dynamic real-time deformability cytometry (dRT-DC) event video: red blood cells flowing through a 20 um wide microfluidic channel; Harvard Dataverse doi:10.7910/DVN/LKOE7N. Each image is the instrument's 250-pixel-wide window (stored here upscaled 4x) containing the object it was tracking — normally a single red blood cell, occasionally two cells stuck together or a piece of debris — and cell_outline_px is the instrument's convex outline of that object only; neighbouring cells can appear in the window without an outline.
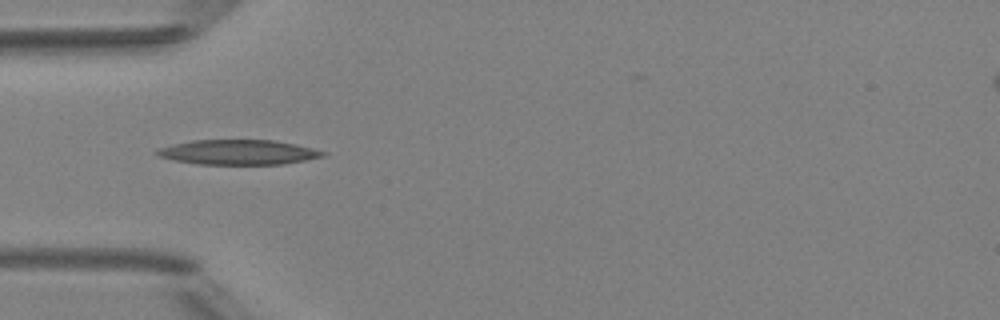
{"species": "Egyptian fruit bat (a non-hibernating species)", "species_latin": "Rousettus aegyptiacus", "temperature_condition": "room temperature", "stored_images_in_passage": 35, "camera_frame_rate_fps": 3000, "um_per_image_px": 0.085, "animal": {"sex": "female"}, "frame": {"image": 1, "passage_image": 1, "time_ms": 0.0, "image_size_px": [1000, 320], "cell_outline_px": [[328, 152], [324, 156], [304, 160], [280, 164], [196, 164], [156, 156], [156, 148], [172, 144], [192, 140], [272, 140], [296, 144]], "centroid_in_image_um": [20.22, 12.93], "position_along_channel_um": 64.8, "area_um2": 23.99}}
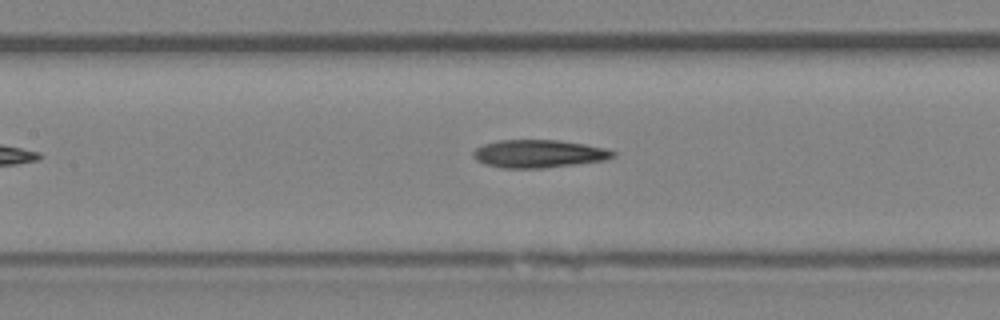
{"frame": {"image": 2, "passage_image": 8, "time_ms": 2.333, "image_size_px": [1000, 320], "cell_outline_px": [[616, 156], [604, 160], [544, 168], [504, 168], [484, 164], [476, 160], [472, 156], [472, 152], [476, 148], [484, 144], [500, 140], [556, 140], [584, 144], [604, 148], [616, 152]], "centroid_in_image_um": [45.76, 13.07], "position_along_channel_um": 161.6, "area_um2": 22.6}}
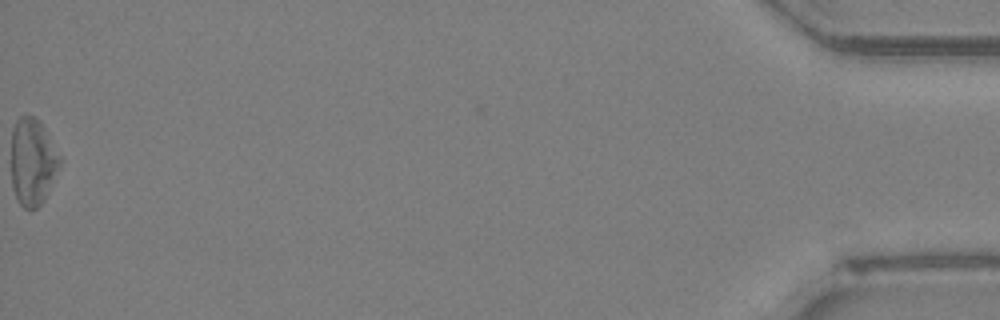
{"frame": {"image": 3, "passage_image": 35, "time_ms": 11.333, "image_size_px": [1000, 320], "cell_outline_px": [[60, 164], [48, 192], [44, 200], [36, 208], [24, 208], [20, 204], [12, 188], [12, 128], [16, 120], [20, 116], [36, 116], [60, 160]], "centroid_in_image_um": [2.73, 13.77], "position_along_channel_um": 432.5, "area_um2": 23.87}, "authors_computed_cell_mechanics": {"area_um2": 22.7154, "velocity_mm_per_s": 4.1874, "shape_relaxation_time_tau1_ms": 10.3405, "shape_relaxation_time_tau2_ms": 3.4043, "deformation_change_tau1": 0.2742, "deformation_change_tau2": 0.1636}}